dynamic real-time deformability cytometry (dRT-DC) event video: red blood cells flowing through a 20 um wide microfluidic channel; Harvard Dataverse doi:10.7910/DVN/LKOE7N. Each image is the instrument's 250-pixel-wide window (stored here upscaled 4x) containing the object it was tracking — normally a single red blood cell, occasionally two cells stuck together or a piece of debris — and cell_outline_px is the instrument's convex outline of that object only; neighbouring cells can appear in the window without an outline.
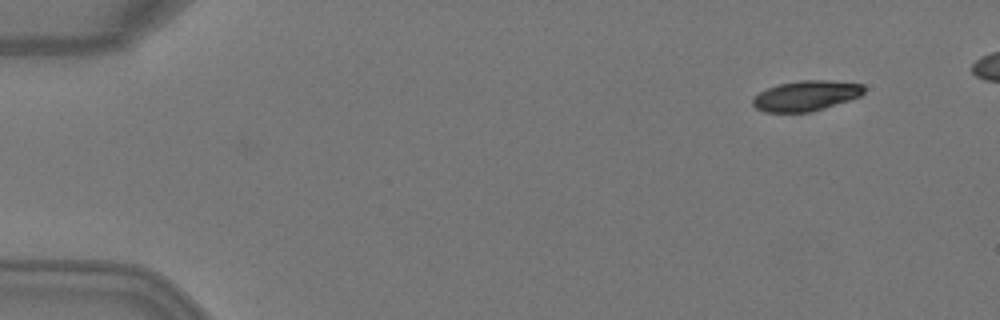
{"species": "Egyptian fruit bat (a non-hibernating species)", "species_latin": "Rousettus aegyptiacus", "temperature_condition": "warm", "stored_images_in_passage": 5, "camera_frame_rate_fps": 3000, "um_per_image_px": 0.085, "animal": {"sex": "female"}, "frame": {"image": 1, "passage_image": 1, "time_ms": 0.0, "image_size_px": [1000, 320], "cell_outline_px": [[864, 92], [860, 96], [812, 112], [764, 112], [756, 108], [752, 104], [752, 100], [760, 92], [768, 88], [780, 84], [800, 80], [828, 80], [864, 84]], "centroid_in_image_um": [68.52, 8.14], "position_along_channel_um": 16.5, "area_um2": 19.48}}